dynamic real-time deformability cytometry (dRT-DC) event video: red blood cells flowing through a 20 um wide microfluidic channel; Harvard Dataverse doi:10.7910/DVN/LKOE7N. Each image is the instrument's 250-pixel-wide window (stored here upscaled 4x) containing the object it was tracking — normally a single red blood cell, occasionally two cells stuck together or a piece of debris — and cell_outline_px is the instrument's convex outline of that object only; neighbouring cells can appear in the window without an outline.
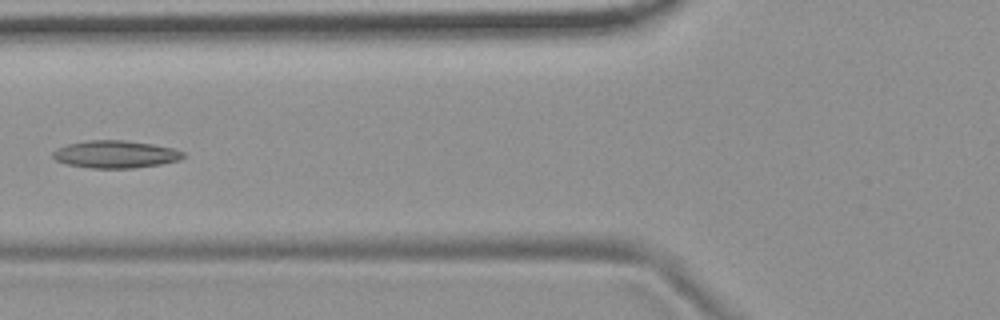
{"species": "common noctule bat (a hibernating species)", "species_latin": "Nyctalus noctula", "temperature_condition": "room temperature", "stored_images_in_passage": 6, "camera_frame_rate_fps": 3000, "um_per_image_px": 0.085, "animal": {"sex": "female", "body_mass_g": 19.9}, "frame": {"image": 1, "passage_image": 5, "time_ms": 5.667, "image_size_px": [1000, 320], "cell_outline_px": [[184, 156], [180, 160], [160, 164], [132, 168], [92, 168], [64, 164], [56, 160], [52, 156], [52, 152], [56, 148], [68, 144], [88, 140], [124, 140], [152, 144], [172, 148], [184, 152]], "centroid_in_image_um": [9.78, 13.11], "position_along_channel_um": 116.0, "area_um2": 20.87}}
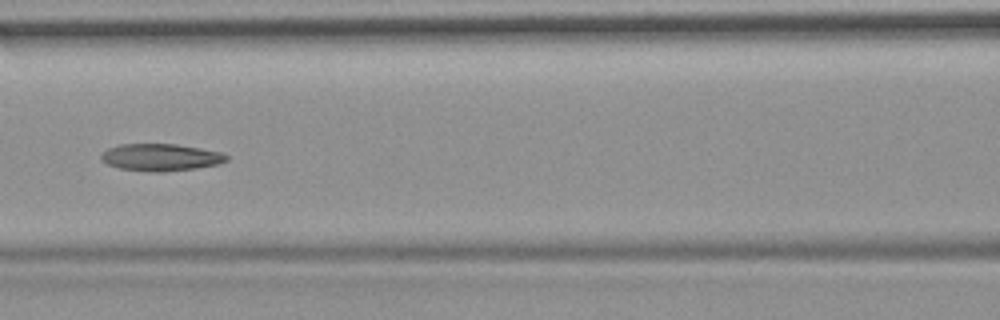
{"frame": {"image": 2, "passage_image": 6, "time_ms": 6.667, "image_size_px": [1000, 320], "cell_outline_px": [[228, 160], [220, 164], [196, 168], [164, 172], [152, 172], [120, 168], [108, 164], [100, 160], [100, 156], [108, 148], [120, 144], [176, 144], [200, 148], [220, 152], [228, 156]], "centroid_in_image_um": [13.67, 13.37], "position_along_channel_um": 152.9, "area_um2": 19.83}}